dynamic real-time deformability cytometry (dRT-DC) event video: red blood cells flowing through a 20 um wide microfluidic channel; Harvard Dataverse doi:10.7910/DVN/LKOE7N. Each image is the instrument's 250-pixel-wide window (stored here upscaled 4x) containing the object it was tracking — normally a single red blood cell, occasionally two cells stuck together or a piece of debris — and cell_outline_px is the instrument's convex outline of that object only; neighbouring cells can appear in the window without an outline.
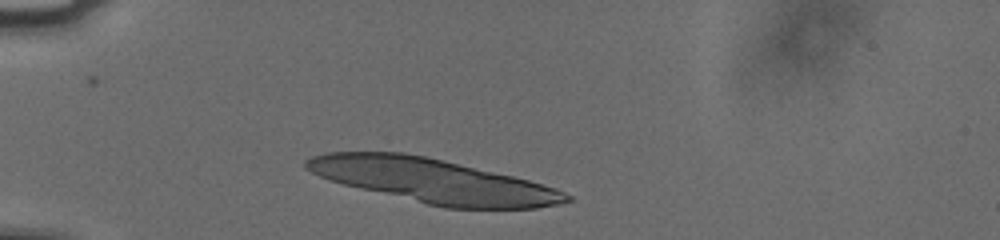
{"species": "human", "species_latin": "Homo sapiens", "temperature_condition": "cold", "stored_images_in_passage": 6, "camera_frame_rate_fps": 3000, "um_per_image_px": 0.085, "donor": {"sex": "male"}, "frame": {"image": 1, "passage_image": 1, "time_ms": 0.0, "image_size_px": [1000, 240], "cell_outline_px": [[572, 200], [560, 204], [536, 208], [444, 208], [360, 188], [328, 180], [304, 168], [304, 160], [312, 156], [328, 152], [404, 152], [424, 156], [512, 176], [528, 180], [556, 188], [572, 196]], "centroid_in_image_um": [36.79, 15.37], "position_along_channel_um": 48.2, "area_um2": 66.18}}